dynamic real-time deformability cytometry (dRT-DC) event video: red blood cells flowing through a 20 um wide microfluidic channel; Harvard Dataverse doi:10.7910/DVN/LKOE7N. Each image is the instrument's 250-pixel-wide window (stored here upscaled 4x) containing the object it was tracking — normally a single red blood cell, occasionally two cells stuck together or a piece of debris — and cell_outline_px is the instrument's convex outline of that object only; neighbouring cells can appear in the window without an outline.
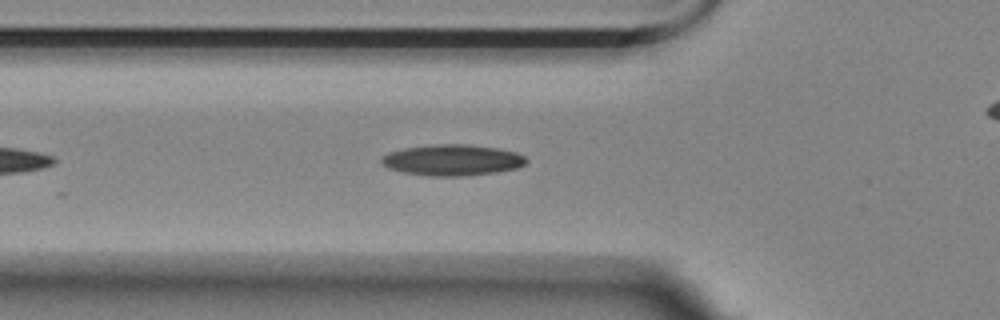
{"species": "Egyptian fruit bat (a non-hibernating species)", "species_latin": "Rousettus aegyptiacus", "temperature_condition": "room temperature", "stored_images_in_passage": 21, "camera_frame_rate_fps": 3000, "um_per_image_px": 0.085, "animal": {"sex": "female"}, "frame": {"image": 1, "passage_image": 2, "time_ms": 0.333, "image_size_px": [1000, 320], "cell_outline_px": [[528, 160], [524, 164], [516, 168], [496, 172], [464, 176], [428, 176], [404, 172], [388, 168], [380, 164], [380, 156], [388, 152], [404, 148], [432, 144], [468, 144], [496, 148], [516, 152], [524, 156]], "centroid_in_image_um": [38.39, 13.6], "position_along_channel_um": 87.4, "area_um2": 26.36}}
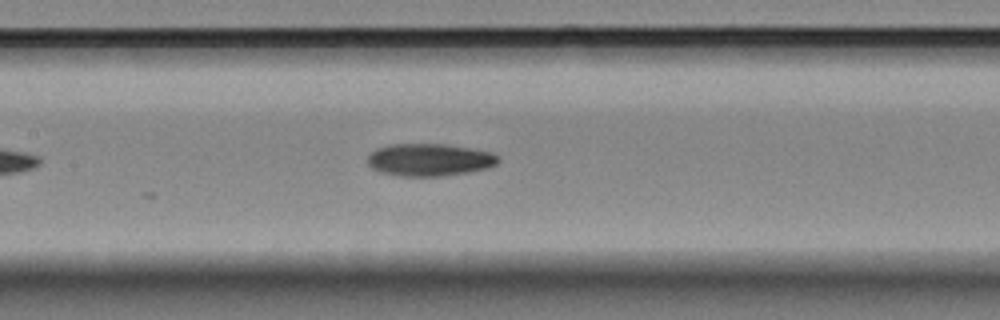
{"frame": {"image": 2, "passage_image": 9, "time_ms": 2.667, "image_size_px": [1000, 320], "cell_outline_px": [[500, 160], [496, 164], [488, 168], [468, 172], [440, 176], [400, 176], [380, 172], [372, 168], [368, 164], [368, 156], [376, 148], [388, 144], [444, 144], [492, 152], [500, 156]], "centroid_in_image_um": [36.5, 13.58], "position_along_channel_um": 170.9, "area_um2": 24.74}}
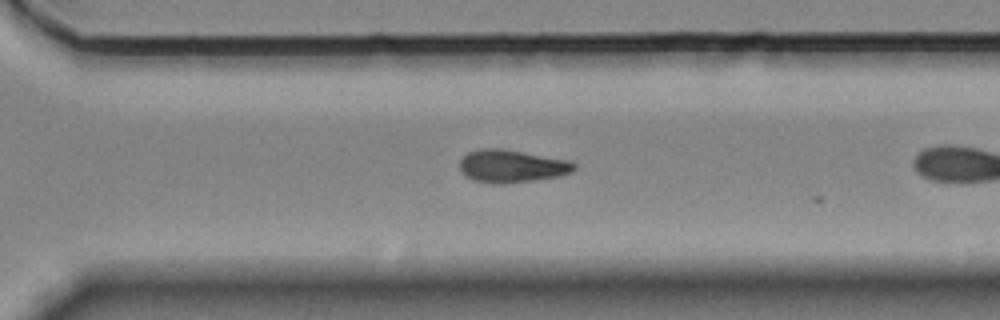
{"frame": {"image": 3, "passage_image": 19, "time_ms": 6.0, "image_size_px": [1000, 320], "cell_outline_px": [[576, 168], [572, 172], [560, 176], [536, 180], [504, 184], [492, 184], [472, 180], [464, 176], [460, 172], [460, 160], [468, 152], [484, 148], [500, 148], [572, 160], [576, 164]], "centroid_in_image_um": [43.51, 14.13], "position_along_channel_um": 327.1, "area_um2": 22.25}}